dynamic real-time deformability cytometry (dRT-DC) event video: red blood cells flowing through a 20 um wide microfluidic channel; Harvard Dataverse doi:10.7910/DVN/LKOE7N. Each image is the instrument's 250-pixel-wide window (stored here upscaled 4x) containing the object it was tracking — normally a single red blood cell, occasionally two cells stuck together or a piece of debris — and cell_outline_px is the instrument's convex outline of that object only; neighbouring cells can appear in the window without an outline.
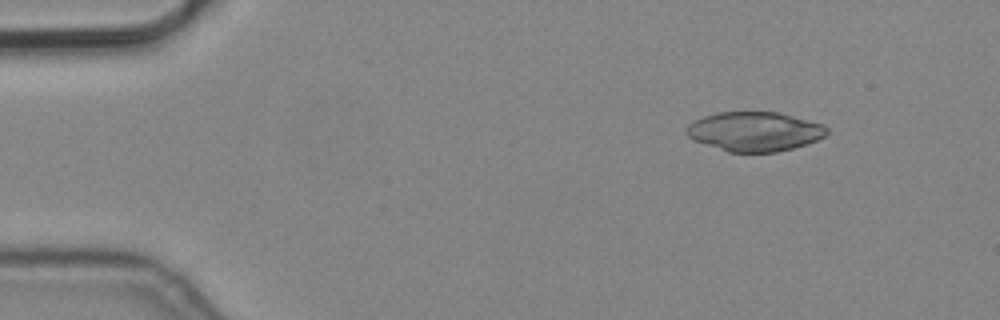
{"species": "common noctule bat (a hibernating species)", "species_latin": "Nyctalus noctula", "temperature_condition": "cold", "stored_images_in_passage": 7, "camera_frame_rate_fps": 3000, "um_per_image_px": 0.085, "animal": {"sex": "male", "body_mass_g": 19.2, "forearm_length_mm": 51.8}, "frame": {"image": 1, "passage_image": 1, "time_ms": 0.0, "image_size_px": [1000, 320], "cell_outline_px": [[828, 132], [824, 136], [816, 140], [792, 148], [776, 152], [728, 152], [696, 140], [688, 136], [684, 132], [684, 128], [688, 124], [704, 116], [716, 112], [776, 112], [824, 124], [828, 128]], "centroid_in_image_um": [64.12, 11.17], "position_along_channel_um": 20.9, "area_um2": 31.96}}